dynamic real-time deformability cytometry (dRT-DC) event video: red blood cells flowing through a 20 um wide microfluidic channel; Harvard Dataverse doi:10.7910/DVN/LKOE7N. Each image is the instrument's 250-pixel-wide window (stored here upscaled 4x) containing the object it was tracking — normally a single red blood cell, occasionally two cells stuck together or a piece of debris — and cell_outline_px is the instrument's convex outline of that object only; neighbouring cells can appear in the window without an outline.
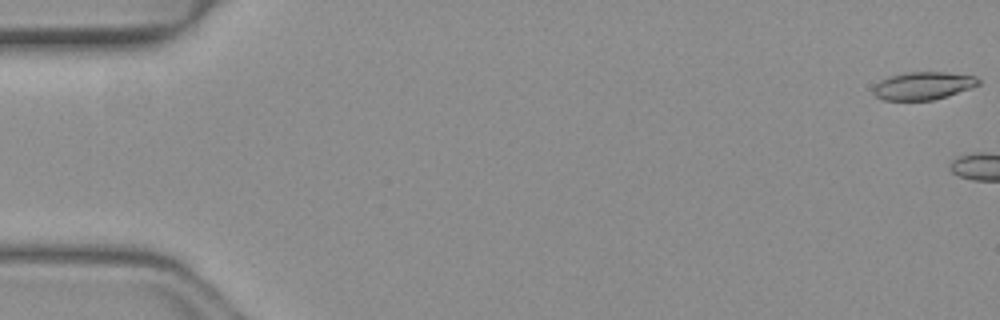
{"species": "common noctule bat (a hibernating species)", "species_latin": "Nyctalus noctula", "temperature_condition": "warm", "stored_images_in_passage": 4, "camera_frame_rate_fps": 3000, "um_per_image_px": 0.085, "animal": {"sex": "female", "body_mass_g": 19.3, "forearm_length_mm": 54.1}, "frame": {"image": 1, "passage_image": 1, "time_ms": 0.0, "image_size_px": [1000, 320], "cell_outline_px": [[980, 84], [972, 88], [948, 96], [932, 100], [884, 100], [876, 96], [872, 92], [872, 88], [880, 80], [892, 76], [908, 72], [944, 72], [976, 76], [980, 80]], "centroid_in_image_um": [78.49, 7.29], "position_along_channel_um": 6.5, "area_um2": 17.05}}